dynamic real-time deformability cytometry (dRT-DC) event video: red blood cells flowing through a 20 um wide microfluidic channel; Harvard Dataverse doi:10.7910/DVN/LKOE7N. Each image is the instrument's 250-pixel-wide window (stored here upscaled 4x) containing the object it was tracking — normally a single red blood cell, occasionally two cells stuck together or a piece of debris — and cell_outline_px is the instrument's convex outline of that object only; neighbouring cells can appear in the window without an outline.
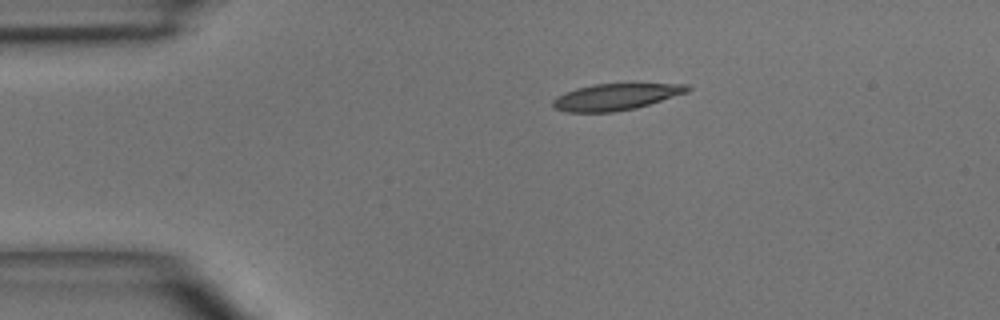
{"species": "common noctule bat (a hibernating species)", "species_latin": "Nyctalus noctula", "temperature_condition": "room temperature", "stored_images_in_passage": 2, "camera_frame_rate_fps": 3000, "um_per_image_px": 0.085, "animal": {"sex": "male", "body_mass_g": 15.6}, "frame": {"image": 1, "passage_image": 1, "time_ms": 0.0, "image_size_px": [1000, 320], "cell_outline_px": [[692, 88], [688, 92], [636, 108], [612, 112], [564, 112], [556, 108], [552, 104], [552, 100], [556, 96], [564, 92], [576, 88], [596, 84], [688, 84]], "centroid_in_image_um": [52.32, 8.23], "position_along_channel_um": 32.7, "area_um2": 20.69}}